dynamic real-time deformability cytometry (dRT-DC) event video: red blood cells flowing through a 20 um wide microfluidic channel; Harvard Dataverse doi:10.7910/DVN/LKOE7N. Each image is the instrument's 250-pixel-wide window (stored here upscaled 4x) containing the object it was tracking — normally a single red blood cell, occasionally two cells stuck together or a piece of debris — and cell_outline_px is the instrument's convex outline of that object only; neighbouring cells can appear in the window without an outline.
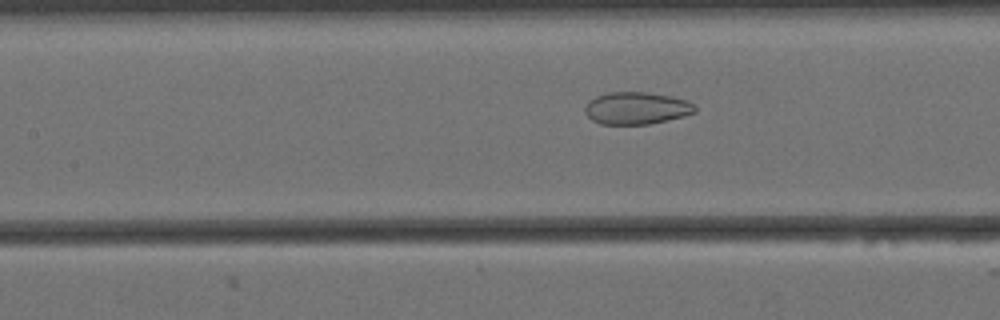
{"species": "Egyptian fruit bat (a non-hibernating species)", "species_latin": "Rousettus aegyptiacus", "temperature_condition": "cold", "stored_images_in_passage": 57, "camera_frame_rate_fps": 3000, "um_per_image_px": 0.085, "animal": {"sex": "female"}, "frame": {"image": 1, "passage_image": 24, "time_ms": 7.667, "image_size_px": [1000, 320], "cell_outline_px": [[696, 112], [684, 116], [668, 120], [648, 124], [600, 124], [592, 120], [584, 112], [584, 108], [588, 100], [596, 96], [608, 92], [648, 92], [672, 96], [688, 100], [696, 104]], "centroid_in_image_um": [54.12, 9.18], "position_along_channel_um": 153.3, "area_um2": 20.98}}
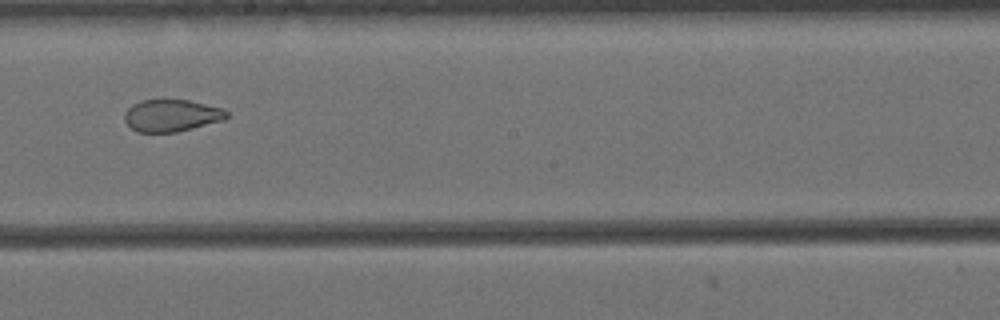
{"frame": {"image": 2, "passage_image": 31, "time_ms": 10.0, "image_size_px": [1000, 320], "cell_outline_px": [[228, 116], [224, 120], [176, 132], [136, 132], [124, 120], [124, 112], [132, 104], [144, 100], [188, 100], [220, 108], [228, 112]], "centroid_in_image_um": [14.55, 9.82], "position_along_channel_um": 233.7, "area_um2": 18.9}}
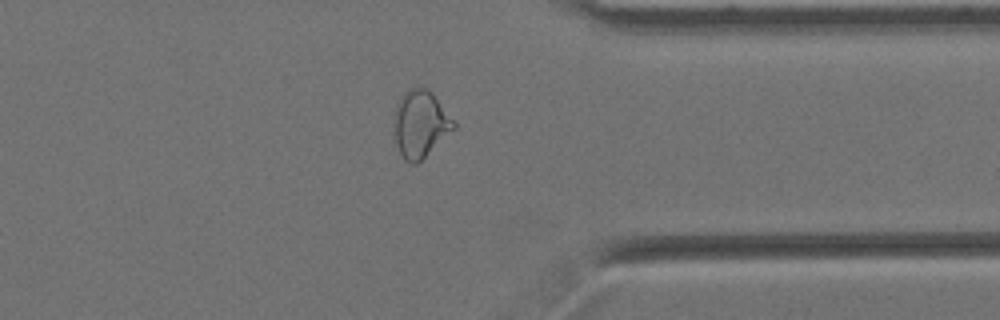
{"frame": {"image": 3, "passage_image": 44, "time_ms": 14.333, "image_size_px": [1000, 320], "cell_outline_px": [[456, 128], [416, 164], [408, 164], [404, 160], [396, 144], [392, 124], [396, 104], [400, 96], [408, 88], [420, 84], [424, 84], [432, 92], [456, 120]], "centroid_in_image_um": [35.72, 10.47], "position_along_channel_um": 375.7, "area_um2": 24.16}, "authors_computed_cell_mechanics": {"area_um2": 24.6806, "velocity_mm_per_s": 3.4593, "shape_relaxation_time_tau1_ms": null, "shape_relaxation_time_tau2_ms": 1.9236, "deformation_change_tau1": null, "deformation_change_tau2": 0.0819}}